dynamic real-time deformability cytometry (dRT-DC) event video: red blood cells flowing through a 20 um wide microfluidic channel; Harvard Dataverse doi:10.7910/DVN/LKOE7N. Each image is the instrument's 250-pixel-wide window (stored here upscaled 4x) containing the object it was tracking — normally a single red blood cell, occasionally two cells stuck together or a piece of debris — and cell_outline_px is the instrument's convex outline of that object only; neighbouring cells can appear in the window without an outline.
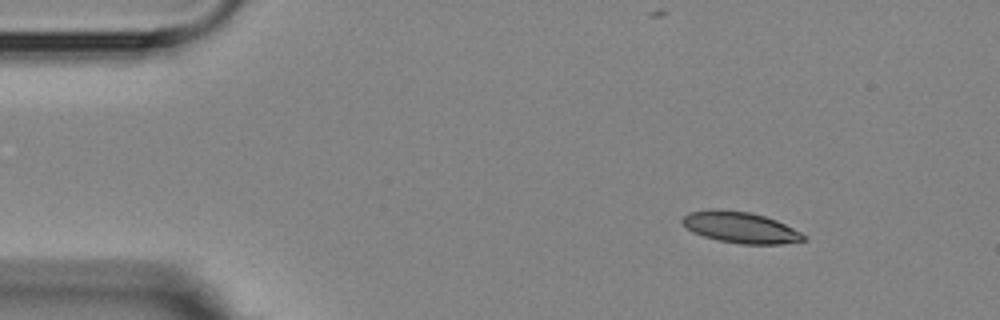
{"species": "Egyptian fruit bat (a non-hibernating species)", "species_latin": "Rousettus aegyptiacus", "temperature_condition": "room temperature", "stored_images_in_passage": 3, "camera_frame_rate_fps": 3000, "um_per_image_px": 0.085, "animal": {"sex": "female"}, "frame": {"image": 1, "passage_image": 1, "time_ms": 0.0, "image_size_px": [1000, 320], "cell_outline_px": [[808, 240], [780, 244], [740, 244], [720, 240], [704, 236], [692, 232], [680, 220], [688, 212], [712, 208], [720, 208], [748, 212], [764, 216], [776, 220], [808, 236]], "centroid_in_image_um": [62.93, 19.32], "position_along_channel_um": 22.1, "area_um2": 22.08}}